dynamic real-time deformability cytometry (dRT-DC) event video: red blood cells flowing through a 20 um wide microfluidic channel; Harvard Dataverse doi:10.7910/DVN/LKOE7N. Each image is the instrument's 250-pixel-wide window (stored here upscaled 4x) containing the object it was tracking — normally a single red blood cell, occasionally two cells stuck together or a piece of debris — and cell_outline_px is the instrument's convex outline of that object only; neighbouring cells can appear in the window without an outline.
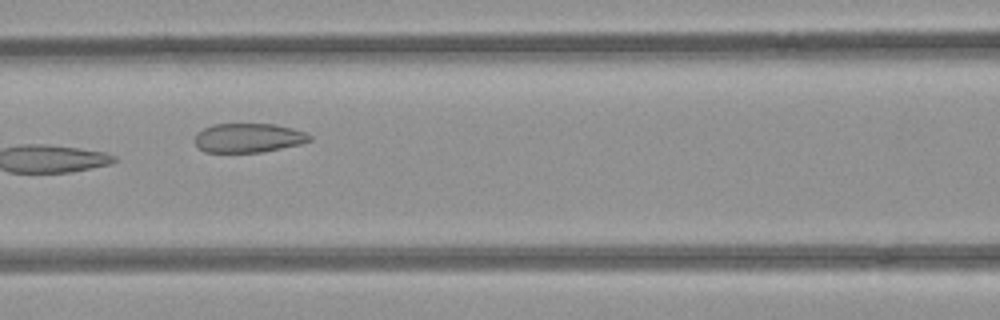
{"species": "common noctule bat (a hibernating species)", "species_latin": "Nyctalus noctula", "temperature_condition": "room temperature", "stored_images_in_passage": 6, "camera_frame_rate_fps": 3000, "um_per_image_px": 0.085, "animal": {"sex": "female", "body_mass_g": 21.9}, "frame": {"image": 1, "passage_image": 6, "time_ms": 1.667, "image_size_px": [1000, 320], "cell_outline_px": [[312, 140], [300, 144], [260, 152], [204, 152], [196, 144], [196, 132], [212, 124], [276, 124], [292, 128], [304, 132], [312, 136]], "centroid_in_image_um": [21.12, 11.71], "position_along_channel_um": 145.5, "area_um2": 19.42}}